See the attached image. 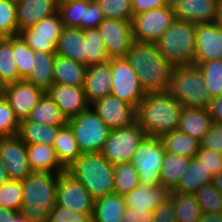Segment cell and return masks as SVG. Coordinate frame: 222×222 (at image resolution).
<instances>
[{"label": "cell", "instance_id": "6da1fadb", "mask_svg": "<svg viewBox=\"0 0 222 222\" xmlns=\"http://www.w3.org/2000/svg\"><path fill=\"white\" fill-rule=\"evenodd\" d=\"M182 109L169 91L147 93L137 108V123L147 136L161 137L178 128Z\"/></svg>", "mask_w": 222, "mask_h": 222}, {"label": "cell", "instance_id": "7a4b0ae2", "mask_svg": "<svg viewBox=\"0 0 222 222\" xmlns=\"http://www.w3.org/2000/svg\"><path fill=\"white\" fill-rule=\"evenodd\" d=\"M126 59L146 93L170 90L172 66L160 53L156 43L134 42Z\"/></svg>", "mask_w": 222, "mask_h": 222}, {"label": "cell", "instance_id": "3957f363", "mask_svg": "<svg viewBox=\"0 0 222 222\" xmlns=\"http://www.w3.org/2000/svg\"><path fill=\"white\" fill-rule=\"evenodd\" d=\"M59 173L33 172L23 181L22 207L19 213L28 222H47L56 205Z\"/></svg>", "mask_w": 222, "mask_h": 222}, {"label": "cell", "instance_id": "277c9868", "mask_svg": "<svg viewBox=\"0 0 222 222\" xmlns=\"http://www.w3.org/2000/svg\"><path fill=\"white\" fill-rule=\"evenodd\" d=\"M95 200L114 192V169L101 153H83L66 169Z\"/></svg>", "mask_w": 222, "mask_h": 222}, {"label": "cell", "instance_id": "5b68a950", "mask_svg": "<svg viewBox=\"0 0 222 222\" xmlns=\"http://www.w3.org/2000/svg\"><path fill=\"white\" fill-rule=\"evenodd\" d=\"M196 24L176 19L156 45L165 60L173 66L195 63Z\"/></svg>", "mask_w": 222, "mask_h": 222}, {"label": "cell", "instance_id": "8992f818", "mask_svg": "<svg viewBox=\"0 0 222 222\" xmlns=\"http://www.w3.org/2000/svg\"><path fill=\"white\" fill-rule=\"evenodd\" d=\"M169 92L183 107L209 108L211 97L205 88L202 71L197 65L173 66Z\"/></svg>", "mask_w": 222, "mask_h": 222}, {"label": "cell", "instance_id": "52a82bcc", "mask_svg": "<svg viewBox=\"0 0 222 222\" xmlns=\"http://www.w3.org/2000/svg\"><path fill=\"white\" fill-rule=\"evenodd\" d=\"M67 124L82 154L101 153L111 130L91 107L70 118Z\"/></svg>", "mask_w": 222, "mask_h": 222}, {"label": "cell", "instance_id": "ba28073f", "mask_svg": "<svg viewBox=\"0 0 222 222\" xmlns=\"http://www.w3.org/2000/svg\"><path fill=\"white\" fill-rule=\"evenodd\" d=\"M165 155L160 137L146 136L143 139L131 160L139 175V185H161L160 171Z\"/></svg>", "mask_w": 222, "mask_h": 222}, {"label": "cell", "instance_id": "9c48e42d", "mask_svg": "<svg viewBox=\"0 0 222 222\" xmlns=\"http://www.w3.org/2000/svg\"><path fill=\"white\" fill-rule=\"evenodd\" d=\"M146 133L136 122L128 127L111 130L101 154L113 165L131 162Z\"/></svg>", "mask_w": 222, "mask_h": 222}, {"label": "cell", "instance_id": "30bf717a", "mask_svg": "<svg viewBox=\"0 0 222 222\" xmlns=\"http://www.w3.org/2000/svg\"><path fill=\"white\" fill-rule=\"evenodd\" d=\"M175 20L171 4L134 15L131 20L134 41L156 43Z\"/></svg>", "mask_w": 222, "mask_h": 222}, {"label": "cell", "instance_id": "8fae6325", "mask_svg": "<svg viewBox=\"0 0 222 222\" xmlns=\"http://www.w3.org/2000/svg\"><path fill=\"white\" fill-rule=\"evenodd\" d=\"M111 74V94L138 108L147 93L126 57L111 59Z\"/></svg>", "mask_w": 222, "mask_h": 222}, {"label": "cell", "instance_id": "7c38bea8", "mask_svg": "<svg viewBox=\"0 0 222 222\" xmlns=\"http://www.w3.org/2000/svg\"><path fill=\"white\" fill-rule=\"evenodd\" d=\"M56 204L92 218L94 199L82 183L67 171L58 175Z\"/></svg>", "mask_w": 222, "mask_h": 222}, {"label": "cell", "instance_id": "4fadbf2b", "mask_svg": "<svg viewBox=\"0 0 222 222\" xmlns=\"http://www.w3.org/2000/svg\"><path fill=\"white\" fill-rule=\"evenodd\" d=\"M63 27L60 13L57 12L42 19L33 27L21 31L19 34L35 52H56V46Z\"/></svg>", "mask_w": 222, "mask_h": 222}, {"label": "cell", "instance_id": "5bb4252c", "mask_svg": "<svg viewBox=\"0 0 222 222\" xmlns=\"http://www.w3.org/2000/svg\"><path fill=\"white\" fill-rule=\"evenodd\" d=\"M97 28L105 41L108 59L126 57L135 42L131 20L105 18Z\"/></svg>", "mask_w": 222, "mask_h": 222}, {"label": "cell", "instance_id": "9a60e30c", "mask_svg": "<svg viewBox=\"0 0 222 222\" xmlns=\"http://www.w3.org/2000/svg\"><path fill=\"white\" fill-rule=\"evenodd\" d=\"M0 158L10 180L23 181L33 173L29 166L27 146L18 135L0 138Z\"/></svg>", "mask_w": 222, "mask_h": 222}, {"label": "cell", "instance_id": "2e32d148", "mask_svg": "<svg viewBox=\"0 0 222 222\" xmlns=\"http://www.w3.org/2000/svg\"><path fill=\"white\" fill-rule=\"evenodd\" d=\"M90 106L110 130L128 127L137 122V108L112 94Z\"/></svg>", "mask_w": 222, "mask_h": 222}, {"label": "cell", "instance_id": "e0dca14e", "mask_svg": "<svg viewBox=\"0 0 222 222\" xmlns=\"http://www.w3.org/2000/svg\"><path fill=\"white\" fill-rule=\"evenodd\" d=\"M175 18L199 23L218 22L221 0H170Z\"/></svg>", "mask_w": 222, "mask_h": 222}, {"label": "cell", "instance_id": "ac0fdd59", "mask_svg": "<svg viewBox=\"0 0 222 222\" xmlns=\"http://www.w3.org/2000/svg\"><path fill=\"white\" fill-rule=\"evenodd\" d=\"M45 93L41 88L25 80L16 81L3 87V96L19 121L29 117L32 108Z\"/></svg>", "mask_w": 222, "mask_h": 222}, {"label": "cell", "instance_id": "d6986e66", "mask_svg": "<svg viewBox=\"0 0 222 222\" xmlns=\"http://www.w3.org/2000/svg\"><path fill=\"white\" fill-rule=\"evenodd\" d=\"M194 65L222 59V26L219 22L196 24Z\"/></svg>", "mask_w": 222, "mask_h": 222}, {"label": "cell", "instance_id": "ffe728a7", "mask_svg": "<svg viewBox=\"0 0 222 222\" xmlns=\"http://www.w3.org/2000/svg\"><path fill=\"white\" fill-rule=\"evenodd\" d=\"M46 94L59 106L67 120L90 107L83 87L54 83Z\"/></svg>", "mask_w": 222, "mask_h": 222}, {"label": "cell", "instance_id": "44dd1931", "mask_svg": "<svg viewBox=\"0 0 222 222\" xmlns=\"http://www.w3.org/2000/svg\"><path fill=\"white\" fill-rule=\"evenodd\" d=\"M58 0H17L18 34L58 12Z\"/></svg>", "mask_w": 222, "mask_h": 222}, {"label": "cell", "instance_id": "7402d4cb", "mask_svg": "<svg viewBox=\"0 0 222 222\" xmlns=\"http://www.w3.org/2000/svg\"><path fill=\"white\" fill-rule=\"evenodd\" d=\"M83 88L89 105L111 94V59L104 63L87 67Z\"/></svg>", "mask_w": 222, "mask_h": 222}, {"label": "cell", "instance_id": "603a6c76", "mask_svg": "<svg viewBox=\"0 0 222 222\" xmlns=\"http://www.w3.org/2000/svg\"><path fill=\"white\" fill-rule=\"evenodd\" d=\"M169 196V191L162 185L143 186L138 185L131 192L124 195L126 206L133 210L154 209Z\"/></svg>", "mask_w": 222, "mask_h": 222}, {"label": "cell", "instance_id": "cb8c5ba5", "mask_svg": "<svg viewBox=\"0 0 222 222\" xmlns=\"http://www.w3.org/2000/svg\"><path fill=\"white\" fill-rule=\"evenodd\" d=\"M212 124L208 109L183 107L177 129L202 141Z\"/></svg>", "mask_w": 222, "mask_h": 222}, {"label": "cell", "instance_id": "d4e9b609", "mask_svg": "<svg viewBox=\"0 0 222 222\" xmlns=\"http://www.w3.org/2000/svg\"><path fill=\"white\" fill-rule=\"evenodd\" d=\"M87 66L70 58L56 54L54 58V83L83 87Z\"/></svg>", "mask_w": 222, "mask_h": 222}, {"label": "cell", "instance_id": "484cf974", "mask_svg": "<svg viewBox=\"0 0 222 222\" xmlns=\"http://www.w3.org/2000/svg\"><path fill=\"white\" fill-rule=\"evenodd\" d=\"M27 156L33 172L62 173L66 169L59 163L53 146L28 144Z\"/></svg>", "mask_w": 222, "mask_h": 222}, {"label": "cell", "instance_id": "4316f807", "mask_svg": "<svg viewBox=\"0 0 222 222\" xmlns=\"http://www.w3.org/2000/svg\"><path fill=\"white\" fill-rule=\"evenodd\" d=\"M55 53L85 64L83 30L79 27L64 26Z\"/></svg>", "mask_w": 222, "mask_h": 222}, {"label": "cell", "instance_id": "83f0119b", "mask_svg": "<svg viewBox=\"0 0 222 222\" xmlns=\"http://www.w3.org/2000/svg\"><path fill=\"white\" fill-rule=\"evenodd\" d=\"M62 126H51L24 119L20 121L18 136L26 144H46L53 146Z\"/></svg>", "mask_w": 222, "mask_h": 222}, {"label": "cell", "instance_id": "f1b7e54d", "mask_svg": "<svg viewBox=\"0 0 222 222\" xmlns=\"http://www.w3.org/2000/svg\"><path fill=\"white\" fill-rule=\"evenodd\" d=\"M55 52H35L33 68L25 81L45 92L54 84L53 68Z\"/></svg>", "mask_w": 222, "mask_h": 222}, {"label": "cell", "instance_id": "f546056e", "mask_svg": "<svg viewBox=\"0 0 222 222\" xmlns=\"http://www.w3.org/2000/svg\"><path fill=\"white\" fill-rule=\"evenodd\" d=\"M123 195L116 193L94 200L92 219L94 222H119L126 209Z\"/></svg>", "mask_w": 222, "mask_h": 222}, {"label": "cell", "instance_id": "4dcf8cb0", "mask_svg": "<svg viewBox=\"0 0 222 222\" xmlns=\"http://www.w3.org/2000/svg\"><path fill=\"white\" fill-rule=\"evenodd\" d=\"M164 145L166 153L195 158L196 153L201 147V141L187 135L185 132L175 129L160 137Z\"/></svg>", "mask_w": 222, "mask_h": 222}, {"label": "cell", "instance_id": "1f68e13d", "mask_svg": "<svg viewBox=\"0 0 222 222\" xmlns=\"http://www.w3.org/2000/svg\"><path fill=\"white\" fill-rule=\"evenodd\" d=\"M59 163L68 169L82 154L76 142L71 127L66 124L62 126L53 143Z\"/></svg>", "mask_w": 222, "mask_h": 222}, {"label": "cell", "instance_id": "d6a6232c", "mask_svg": "<svg viewBox=\"0 0 222 222\" xmlns=\"http://www.w3.org/2000/svg\"><path fill=\"white\" fill-rule=\"evenodd\" d=\"M190 161L187 157L166 153L160 171L161 185L173 191L187 171Z\"/></svg>", "mask_w": 222, "mask_h": 222}, {"label": "cell", "instance_id": "836d02e7", "mask_svg": "<svg viewBox=\"0 0 222 222\" xmlns=\"http://www.w3.org/2000/svg\"><path fill=\"white\" fill-rule=\"evenodd\" d=\"M28 119L51 126H65L68 123L59 106L46 93L32 108Z\"/></svg>", "mask_w": 222, "mask_h": 222}, {"label": "cell", "instance_id": "e575fe53", "mask_svg": "<svg viewBox=\"0 0 222 222\" xmlns=\"http://www.w3.org/2000/svg\"><path fill=\"white\" fill-rule=\"evenodd\" d=\"M174 205V212L178 222H199L202 215L195 194L169 191L168 196Z\"/></svg>", "mask_w": 222, "mask_h": 222}, {"label": "cell", "instance_id": "d590c367", "mask_svg": "<svg viewBox=\"0 0 222 222\" xmlns=\"http://www.w3.org/2000/svg\"><path fill=\"white\" fill-rule=\"evenodd\" d=\"M212 178L211 172L199 160L192 158L179 185L173 191L194 194L203 185L211 183Z\"/></svg>", "mask_w": 222, "mask_h": 222}, {"label": "cell", "instance_id": "8d00e7d4", "mask_svg": "<svg viewBox=\"0 0 222 222\" xmlns=\"http://www.w3.org/2000/svg\"><path fill=\"white\" fill-rule=\"evenodd\" d=\"M84 55H86L87 67L106 62L108 59L105 41L101 37L98 28L84 29Z\"/></svg>", "mask_w": 222, "mask_h": 222}, {"label": "cell", "instance_id": "74e56055", "mask_svg": "<svg viewBox=\"0 0 222 222\" xmlns=\"http://www.w3.org/2000/svg\"><path fill=\"white\" fill-rule=\"evenodd\" d=\"M11 46L19 72V81L25 80L33 68L35 51L26 44L20 34L11 36Z\"/></svg>", "mask_w": 222, "mask_h": 222}, {"label": "cell", "instance_id": "f35d334b", "mask_svg": "<svg viewBox=\"0 0 222 222\" xmlns=\"http://www.w3.org/2000/svg\"><path fill=\"white\" fill-rule=\"evenodd\" d=\"M58 12L63 25L66 27H79L81 21H85L86 10L90 6V0L58 1Z\"/></svg>", "mask_w": 222, "mask_h": 222}, {"label": "cell", "instance_id": "ab89813d", "mask_svg": "<svg viewBox=\"0 0 222 222\" xmlns=\"http://www.w3.org/2000/svg\"><path fill=\"white\" fill-rule=\"evenodd\" d=\"M19 81V72L14 60L11 36L0 42V83L5 86Z\"/></svg>", "mask_w": 222, "mask_h": 222}, {"label": "cell", "instance_id": "60d3db41", "mask_svg": "<svg viewBox=\"0 0 222 222\" xmlns=\"http://www.w3.org/2000/svg\"><path fill=\"white\" fill-rule=\"evenodd\" d=\"M114 169V192L125 195L139 185V175L131 162L113 165Z\"/></svg>", "mask_w": 222, "mask_h": 222}, {"label": "cell", "instance_id": "b9f144b4", "mask_svg": "<svg viewBox=\"0 0 222 222\" xmlns=\"http://www.w3.org/2000/svg\"><path fill=\"white\" fill-rule=\"evenodd\" d=\"M205 88L211 99L222 95V59L202 62L199 65Z\"/></svg>", "mask_w": 222, "mask_h": 222}, {"label": "cell", "instance_id": "7bdbcfd3", "mask_svg": "<svg viewBox=\"0 0 222 222\" xmlns=\"http://www.w3.org/2000/svg\"><path fill=\"white\" fill-rule=\"evenodd\" d=\"M194 194L202 212L211 214L222 213V194L212 183L203 185Z\"/></svg>", "mask_w": 222, "mask_h": 222}, {"label": "cell", "instance_id": "ee69618b", "mask_svg": "<svg viewBox=\"0 0 222 222\" xmlns=\"http://www.w3.org/2000/svg\"><path fill=\"white\" fill-rule=\"evenodd\" d=\"M105 18L132 20L134 12L131 0H96Z\"/></svg>", "mask_w": 222, "mask_h": 222}, {"label": "cell", "instance_id": "f6af8a7d", "mask_svg": "<svg viewBox=\"0 0 222 222\" xmlns=\"http://www.w3.org/2000/svg\"><path fill=\"white\" fill-rule=\"evenodd\" d=\"M0 207L19 212L22 207L21 181L9 180L0 186Z\"/></svg>", "mask_w": 222, "mask_h": 222}, {"label": "cell", "instance_id": "bcb514c9", "mask_svg": "<svg viewBox=\"0 0 222 222\" xmlns=\"http://www.w3.org/2000/svg\"><path fill=\"white\" fill-rule=\"evenodd\" d=\"M20 121L4 96L0 97V138L18 135Z\"/></svg>", "mask_w": 222, "mask_h": 222}, {"label": "cell", "instance_id": "7dc6e473", "mask_svg": "<svg viewBox=\"0 0 222 222\" xmlns=\"http://www.w3.org/2000/svg\"><path fill=\"white\" fill-rule=\"evenodd\" d=\"M16 2L0 0V30L7 36L18 34Z\"/></svg>", "mask_w": 222, "mask_h": 222}, {"label": "cell", "instance_id": "c3c4849f", "mask_svg": "<svg viewBox=\"0 0 222 222\" xmlns=\"http://www.w3.org/2000/svg\"><path fill=\"white\" fill-rule=\"evenodd\" d=\"M195 158L214 176L222 171V154L200 147Z\"/></svg>", "mask_w": 222, "mask_h": 222}, {"label": "cell", "instance_id": "681fc988", "mask_svg": "<svg viewBox=\"0 0 222 222\" xmlns=\"http://www.w3.org/2000/svg\"><path fill=\"white\" fill-rule=\"evenodd\" d=\"M90 219L87 214H80L56 204L47 222H88Z\"/></svg>", "mask_w": 222, "mask_h": 222}, {"label": "cell", "instance_id": "f907efd6", "mask_svg": "<svg viewBox=\"0 0 222 222\" xmlns=\"http://www.w3.org/2000/svg\"><path fill=\"white\" fill-rule=\"evenodd\" d=\"M201 146L217 154H222V125L213 123L201 141Z\"/></svg>", "mask_w": 222, "mask_h": 222}, {"label": "cell", "instance_id": "816d5d0a", "mask_svg": "<svg viewBox=\"0 0 222 222\" xmlns=\"http://www.w3.org/2000/svg\"><path fill=\"white\" fill-rule=\"evenodd\" d=\"M105 19L103 11L96 0H90V6L86 10L85 21H81V29L97 28Z\"/></svg>", "mask_w": 222, "mask_h": 222}, {"label": "cell", "instance_id": "f5cc1de1", "mask_svg": "<svg viewBox=\"0 0 222 222\" xmlns=\"http://www.w3.org/2000/svg\"><path fill=\"white\" fill-rule=\"evenodd\" d=\"M153 222H178L173 202L169 197L154 209Z\"/></svg>", "mask_w": 222, "mask_h": 222}, {"label": "cell", "instance_id": "db71d44e", "mask_svg": "<svg viewBox=\"0 0 222 222\" xmlns=\"http://www.w3.org/2000/svg\"><path fill=\"white\" fill-rule=\"evenodd\" d=\"M134 15L170 4V0H131Z\"/></svg>", "mask_w": 222, "mask_h": 222}, {"label": "cell", "instance_id": "11a10c76", "mask_svg": "<svg viewBox=\"0 0 222 222\" xmlns=\"http://www.w3.org/2000/svg\"><path fill=\"white\" fill-rule=\"evenodd\" d=\"M119 222H153V212L126 207Z\"/></svg>", "mask_w": 222, "mask_h": 222}, {"label": "cell", "instance_id": "9f6ffc18", "mask_svg": "<svg viewBox=\"0 0 222 222\" xmlns=\"http://www.w3.org/2000/svg\"><path fill=\"white\" fill-rule=\"evenodd\" d=\"M208 111L213 123L222 125V95L211 99Z\"/></svg>", "mask_w": 222, "mask_h": 222}, {"label": "cell", "instance_id": "6f0895ef", "mask_svg": "<svg viewBox=\"0 0 222 222\" xmlns=\"http://www.w3.org/2000/svg\"><path fill=\"white\" fill-rule=\"evenodd\" d=\"M199 222H222V213L211 214L202 212L201 219Z\"/></svg>", "mask_w": 222, "mask_h": 222}, {"label": "cell", "instance_id": "680465c9", "mask_svg": "<svg viewBox=\"0 0 222 222\" xmlns=\"http://www.w3.org/2000/svg\"><path fill=\"white\" fill-rule=\"evenodd\" d=\"M16 212L14 210H9L3 207H0V222H8Z\"/></svg>", "mask_w": 222, "mask_h": 222}, {"label": "cell", "instance_id": "91938a15", "mask_svg": "<svg viewBox=\"0 0 222 222\" xmlns=\"http://www.w3.org/2000/svg\"><path fill=\"white\" fill-rule=\"evenodd\" d=\"M211 183L222 194V171L213 176Z\"/></svg>", "mask_w": 222, "mask_h": 222}, {"label": "cell", "instance_id": "94428289", "mask_svg": "<svg viewBox=\"0 0 222 222\" xmlns=\"http://www.w3.org/2000/svg\"><path fill=\"white\" fill-rule=\"evenodd\" d=\"M9 176L7 173V170L5 169V166L0 158V186L2 184H5L7 181H9Z\"/></svg>", "mask_w": 222, "mask_h": 222}, {"label": "cell", "instance_id": "6125c7cd", "mask_svg": "<svg viewBox=\"0 0 222 222\" xmlns=\"http://www.w3.org/2000/svg\"><path fill=\"white\" fill-rule=\"evenodd\" d=\"M8 222H28L19 212H16L14 216L9 219Z\"/></svg>", "mask_w": 222, "mask_h": 222}, {"label": "cell", "instance_id": "be15d7a7", "mask_svg": "<svg viewBox=\"0 0 222 222\" xmlns=\"http://www.w3.org/2000/svg\"><path fill=\"white\" fill-rule=\"evenodd\" d=\"M219 24L222 26V0H221V4H220V17H219Z\"/></svg>", "mask_w": 222, "mask_h": 222}, {"label": "cell", "instance_id": "e7e4bbea", "mask_svg": "<svg viewBox=\"0 0 222 222\" xmlns=\"http://www.w3.org/2000/svg\"><path fill=\"white\" fill-rule=\"evenodd\" d=\"M7 36L0 30V42L5 40Z\"/></svg>", "mask_w": 222, "mask_h": 222}, {"label": "cell", "instance_id": "03108f58", "mask_svg": "<svg viewBox=\"0 0 222 222\" xmlns=\"http://www.w3.org/2000/svg\"><path fill=\"white\" fill-rule=\"evenodd\" d=\"M3 85L0 83V97L3 96Z\"/></svg>", "mask_w": 222, "mask_h": 222}]
</instances>
